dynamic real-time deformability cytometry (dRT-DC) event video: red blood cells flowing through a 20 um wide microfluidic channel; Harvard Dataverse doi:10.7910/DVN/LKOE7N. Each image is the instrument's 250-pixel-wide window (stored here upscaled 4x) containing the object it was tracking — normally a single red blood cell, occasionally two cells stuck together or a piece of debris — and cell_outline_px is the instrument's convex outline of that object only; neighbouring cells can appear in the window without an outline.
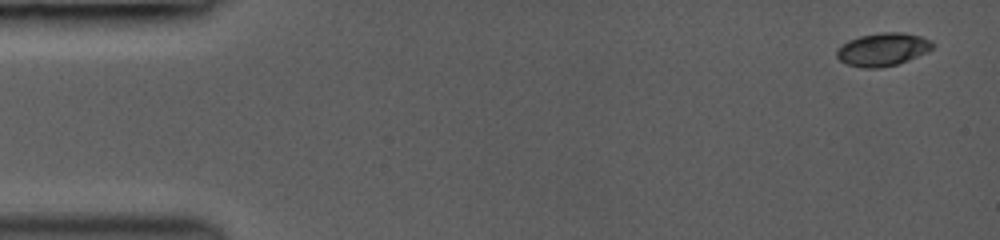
{"species": "common noctule bat (a hibernating species)", "species_latin": "Nyctalus noctula", "temperature_condition": "room temperature", "stored_images_in_passage": 65, "camera_frame_rate_fps": 3000, "um_per_image_px": 0.085, "animal": {"sex": "female", "body_mass_g": 19.0, "forearm_length_mm": 53.3}, "frame": {"image": 1, "passage_image": 1, "time_ms": 0.0, "image_size_px": [1000, 240], "cell_outline_px": [[936, 44], [928, 52], [908, 60], [896, 64], [880, 68], [864, 68], [848, 64], [840, 60], [836, 56], [836, 48], [848, 40], [860, 36], [880, 32], [904, 32], [920, 36], [932, 40]], "centroid_in_image_um": [75.05, 4.19], "position_along_channel_um": 10.0, "area_um2": 18.61}}
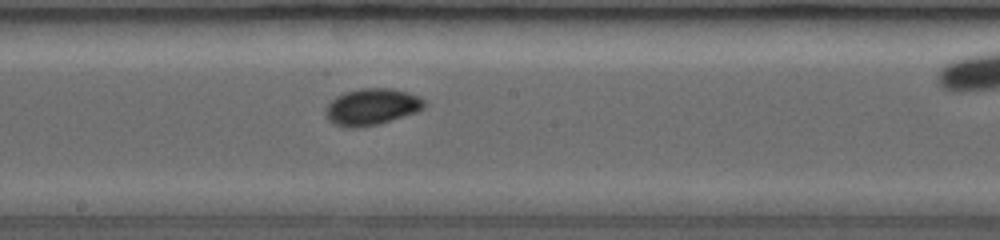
{"frame": {"image": 2, "passage_image": 37, "time_ms": 8.0, "image_size_px": [1000, 240], "cell_outline_px": [[428, 104], [424, 108], [416, 112], [380, 124], [352, 128], [344, 128], [332, 124], [328, 120], [324, 112], [328, 104], [336, 96], [344, 92], [360, 88], [392, 88], [408, 92], [420, 96]], "centroid_in_image_um": [31.6, 9.08], "position_along_channel_um": 216.6, "area_um2": 21.39}}
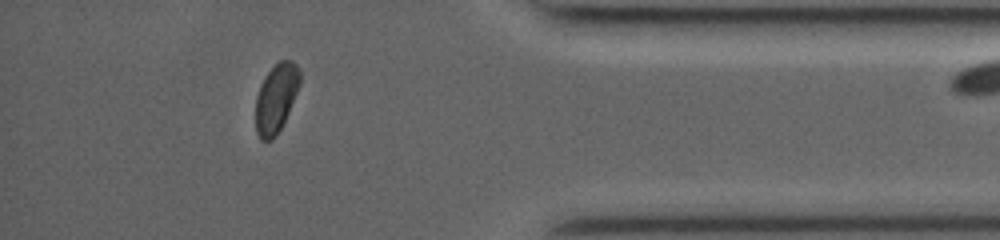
{"frame": {"image": 3, "passage_image": 63, "time_ms": 13.0, "image_size_px": [1000, 240], "cell_outline_px": [[300, 84], [288, 112], [276, 136], [272, 140], [260, 140], [256, 132], [256, 96], [264, 76], [280, 60], [292, 60], [300, 68]], "centroid_in_image_um": [23.46, 8.33], "position_along_channel_um": 411.7, "area_um2": 17.57}}